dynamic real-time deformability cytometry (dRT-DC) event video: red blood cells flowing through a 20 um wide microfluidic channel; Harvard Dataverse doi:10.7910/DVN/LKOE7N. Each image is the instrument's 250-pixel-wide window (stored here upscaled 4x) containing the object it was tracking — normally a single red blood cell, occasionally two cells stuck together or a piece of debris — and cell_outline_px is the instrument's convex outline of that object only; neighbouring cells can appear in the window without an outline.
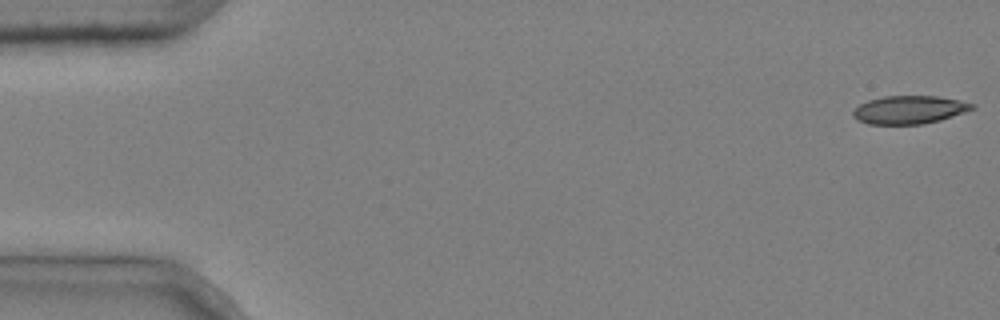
{"species": "common noctule bat (a hibernating species)", "species_latin": "Nyctalus noctula", "temperature_condition": "cold", "stored_images_in_passage": 5, "camera_frame_rate_fps": 3000, "um_per_image_px": 0.085, "animal": {"sex": "male", "body_mass_g": 20.4}, "frame": {"image": 1, "passage_image": 1, "time_ms": 0.0, "image_size_px": [1000, 320], "cell_outline_px": [[976, 108], [940, 120], [924, 124], [868, 124], [856, 120], [852, 116], [852, 112], [860, 104], [868, 100], [884, 96], [936, 96], [960, 100], [976, 104]], "centroid_in_image_um": [77.29, 9.33], "position_along_channel_um": 7.7, "area_um2": 19.59}}